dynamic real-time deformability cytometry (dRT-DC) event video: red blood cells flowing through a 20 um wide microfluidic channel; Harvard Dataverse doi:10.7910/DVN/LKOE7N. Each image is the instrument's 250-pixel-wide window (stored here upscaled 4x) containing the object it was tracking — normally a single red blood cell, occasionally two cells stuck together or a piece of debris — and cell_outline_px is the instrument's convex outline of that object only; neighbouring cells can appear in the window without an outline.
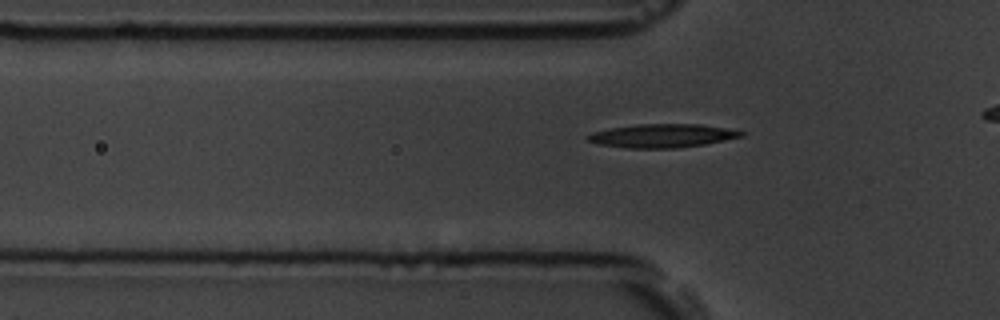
{"species": "common noctule bat (a hibernating species)", "species_latin": "Nyctalus noctula", "temperature_condition": "room temperature", "stored_images_in_passage": 35, "camera_frame_rate_fps": 3000, "um_per_image_px": 0.085, "animal": {"sex": "male", "body_mass_g": 19.5, "forearm_length_mm": 54.6}, "frame": {"image": 1, "passage_image": 7, "time_ms": 2.0, "image_size_px": [1000, 320], "cell_outline_px": [[744, 136], [704, 144], [676, 148], [624, 148], [596, 144], [588, 140], [584, 136], [592, 132], [612, 128], [636, 124], [700, 124], [724, 128], [744, 132]], "centroid_in_image_um": [56.23, 11.54], "position_along_channel_um": 69.6, "area_um2": 20.98}}
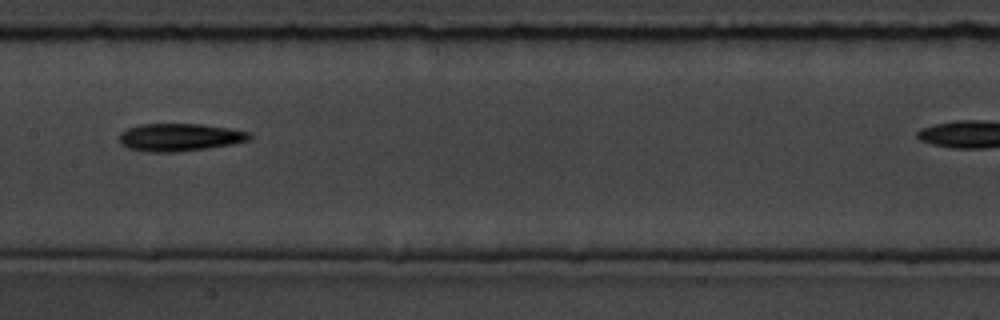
{"frame": {"image": 2, "passage_image": 17, "time_ms": 5.333, "image_size_px": [1000, 320], "cell_outline_px": [[252, 136], [248, 140], [232, 144], [208, 148], [172, 152], [148, 152], [128, 148], [120, 144], [120, 132], [128, 128], [140, 124], [200, 124], [228, 128], [252, 132]], "centroid_in_image_um": [15.27, 11.66], "position_along_channel_um": 192.1, "area_um2": 20.98}}
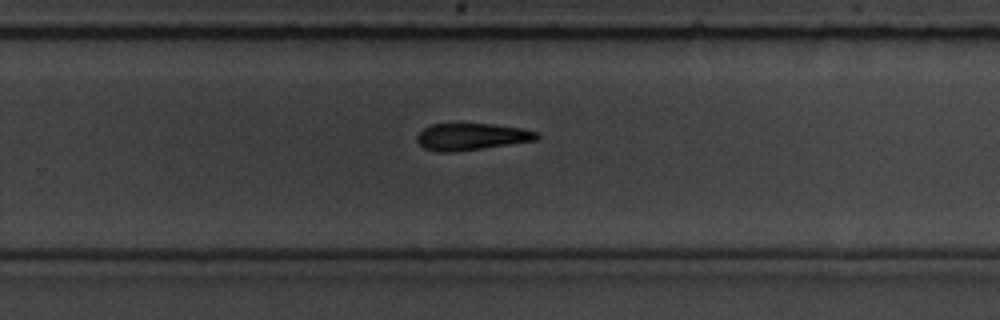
{"frame": {"image": 3, "passage_image": 25, "time_ms": 8.0, "image_size_px": [1000, 320], "cell_outline_px": [[540, 136], [536, 140], [452, 152], [436, 152], [424, 148], [416, 140], [416, 136], [424, 128], [432, 124], [456, 120], [492, 124], [520, 128], [540, 132]], "centroid_in_image_um": [40.02, 11.56], "position_along_channel_um": 289.8, "area_um2": 19.42}}